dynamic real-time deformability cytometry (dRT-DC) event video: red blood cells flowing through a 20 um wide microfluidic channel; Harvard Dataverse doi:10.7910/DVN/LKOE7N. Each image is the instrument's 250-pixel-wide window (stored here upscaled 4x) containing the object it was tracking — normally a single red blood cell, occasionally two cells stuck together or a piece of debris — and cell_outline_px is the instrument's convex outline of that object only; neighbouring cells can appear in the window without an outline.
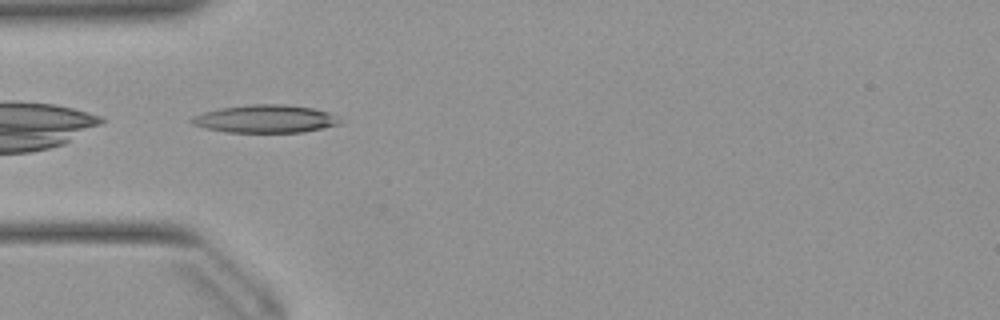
{"species": "Egyptian fruit bat (a non-hibernating species)", "species_latin": "Rousettus aegyptiacus", "temperature_condition": "warm", "stored_images_in_passage": 30, "camera_frame_rate_fps": 3000, "um_per_image_px": 0.085, "animal": {"sex": "female"}, "frame": {"image": 1, "passage_image": 1, "time_ms": 0.0, "image_size_px": [1000, 320], "cell_outline_px": [[340, 124], [324, 128], [304, 132], [228, 132], [204, 128], [192, 124], [188, 120], [192, 116], [204, 112], [220, 108], [252, 104], [288, 104], [312, 108], [328, 112], [336, 116], [340, 120]], "centroid_in_image_um": [22.54, 10.1], "position_along_channel_um": 62.5, "area_um2": 24.16}}
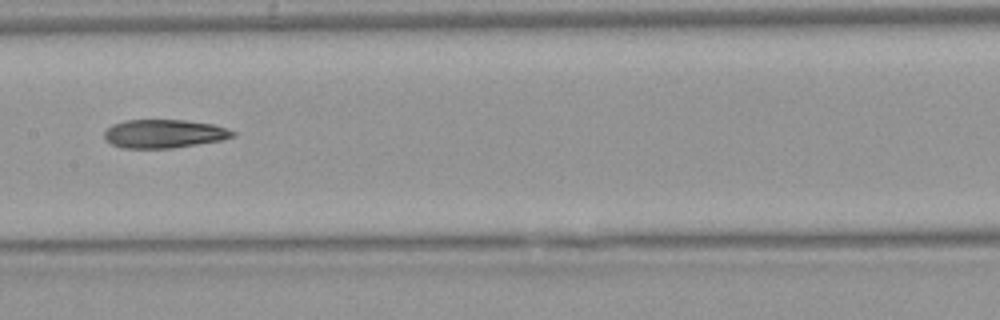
{"frame": {"image": 2, "passage_image": 11, "time_ms": 3.333, "image_size_px": [1000, 320], "cell_outline_px": [[236, 136], [220, 140], [172, 148], [120, 148], [104, 140], [104, 132], [112, 124], [124, 120], [184, 120], [212, 124], [236, 132]], "centroid_in_image_um": [13.89, 11.37], "position_along_channel_um": 193.5, "area_um2": 21.27}}
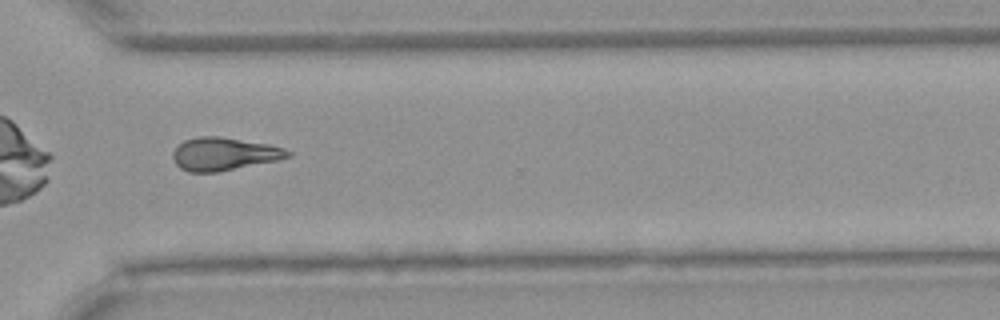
{"frame": {"image": 3, "passage_image": 23, "time_ms": 7.333, "image_size_px": [1000, 320], "cell_outline_px": [[292, 156], [276, 160], [220, 172], [188, 172], [180, 168], [176, 164], [172, 156], [172, 152], [184, 140], [200, 136], [220, 136], [268, 144], [284, 148], [292, 152]], "centroid_in_image_um": [19.03, 13.09], "position_along_channel_um": 351.6, "area_um2": 22.08}, "authors_computed_cell_mechanics": {"area_um2": 21.7906, "velocity_mm_per_s": 3.9571, "shape_relaxation_time_tau1_ms": 10.9596, "shape_relaxation_time_tau2_ms": 9.4763, "deformation_change_tau1": 0.2731, "deformation_change_tau2": 0.2469}}